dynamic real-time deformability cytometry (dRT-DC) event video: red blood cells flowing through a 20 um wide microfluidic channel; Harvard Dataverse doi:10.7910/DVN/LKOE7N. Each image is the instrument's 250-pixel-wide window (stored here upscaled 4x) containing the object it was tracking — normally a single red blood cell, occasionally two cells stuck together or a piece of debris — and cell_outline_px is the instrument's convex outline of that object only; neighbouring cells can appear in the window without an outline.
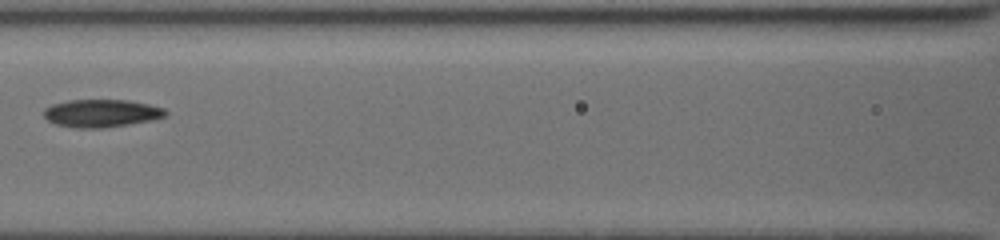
{"species": "common noctule bat (a hibernating species)", "species_latin": "Nyctalus noctula", "temperature_condition": "cold", "stored_images_in_passage": 33, "camera_frame_rate_fps": 3000, "um_per_image_px": 0.085, "animal": {"sex": "female", "body_mass_g": 19.5, "forearm_length_mm": 54.1}, "frame": {"image": 1, "passage_image": 13, "time_ms": 8.0, "image_size_px": [1000, 240], "cell_outline_px": [[168, 112], [164, 116], [152, 120], [128, 124], [100, 128], [72, 128], [56, 124], [48, 120], [44, 116], [44, 108], [52, 104], [68, 100], [128, 100], [148, 104], [164, 108]], "centroid_in_image_um": [8.59, 9.62], "position_along_channel_um": 158.0, "area_um2": 19.65}}
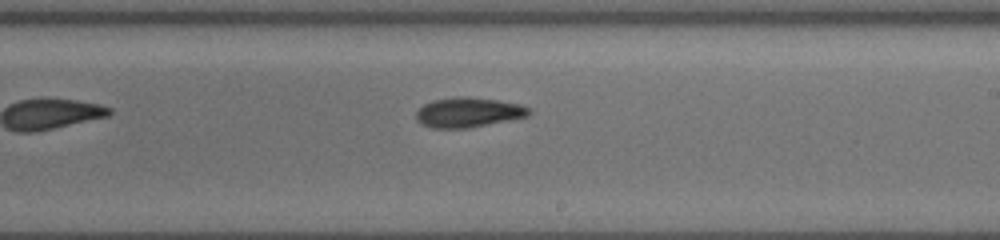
{"frame": {"image": 2, "passage_image": 18, "time_ms": 10.333, "image_size_px": [1000, 240], "cell_outline_px": [[532, 112], [528, 116], [468, 128], [432, 128], [420, 124], [416, 120], [416, 112], [424, 104], [432, 100], [456, 96], [464, 96], [496, 100], [520, 104], [532, 108]], "centroid_in_image_um": [39.8, 9.55], "position_along_channel_um": 249.2, "area_um2": 19.71}}
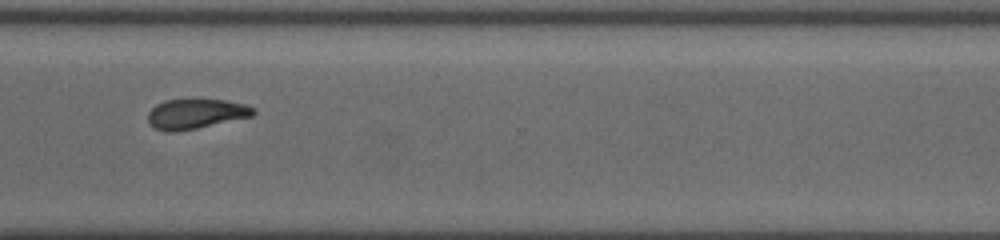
{"frame": {"image": 3, "passage_image": 24, "time_ms": 13.0, "image_size_px": [1000, 240], "cell_outline_px": [[256, 112], [252, 116], [196, 128], [176, 132], [164, 132], [152, 128], [148, 124], [148, 112], [156, 104], [164, 100], [192, 96], [196, 96], [224, 100], [244, 104], [256, 108]], "centroid_in_image_um": [16.59, 9.63], "position_along_channel_um": 354.0, "area_um2": 19.31}}